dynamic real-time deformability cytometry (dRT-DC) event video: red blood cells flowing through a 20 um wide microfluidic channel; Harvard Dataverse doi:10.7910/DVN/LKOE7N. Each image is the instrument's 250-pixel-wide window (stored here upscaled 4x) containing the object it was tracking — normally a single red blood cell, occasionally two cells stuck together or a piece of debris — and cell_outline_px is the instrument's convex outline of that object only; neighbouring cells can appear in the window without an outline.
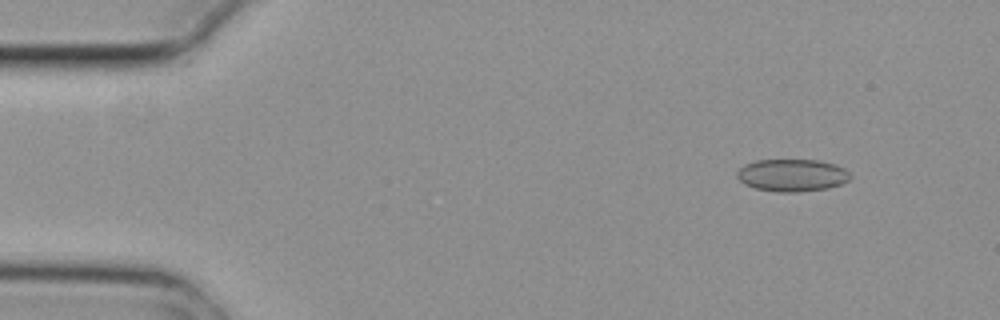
{"species": "common noctule bat (a hibernating species)", "species_latin": "Nyctalus noctula", "temperature_condition": "cold", "stored_images_in_passage": 6, "camera_frame_rate_fps": 3000, "um_per_image_px": 0.085, "animal": {"sex": "female", "body_mass_g": 29.2, "forearm_length_mm": 56.3}, "frame": {"image": 1, "passage_image": 2, "time_ms": 0.333, "image_size_px": [1000, 320], "cell_outline_px": [[852, 176], [848, 180], [840, 184], [828, 188], [796, 192], [780, 192], [756, 188], [744, 184], [736, 176], [736, 172], [744, 164], [756, 160], [816, 160], [836, 164], [844, 168]], "centroid_in_image_um": [67.32, 14.89], "position_along_channel_um": 17.7, "area_um2": 21.33}}
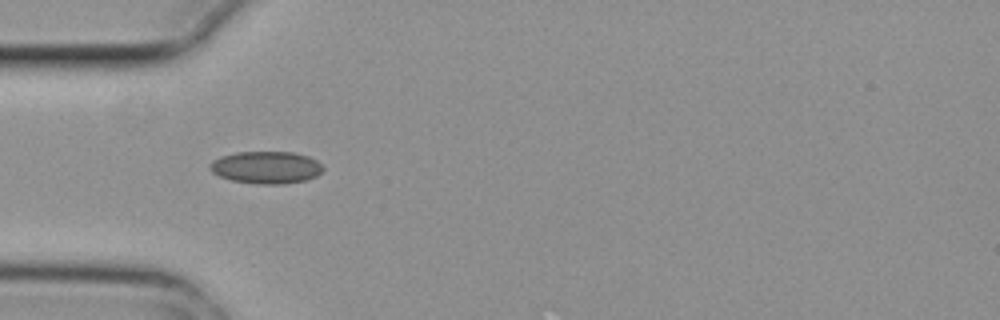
{"frame": {"image": 2, "passage_image": 5, "time_ms": 1.333, "image_size_px": [1000, 320], "cell_outline_px": [[324, 168], [316, 176], [304, 180], [284, 184], [256, 184], [232, 180], [220, 176], [212, 172], [208, 168], [208, 164], [212, 160], [220, 156], [236, 152], [292, 152], [308, 156], [316, 160]], "centroid_in_image_um": [22.58, 14.23], "position_along_channel_um": 62.4, "area_um2": 21.33}}
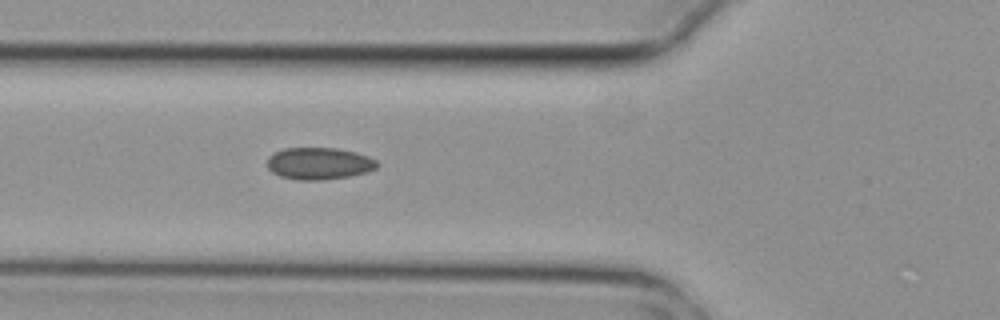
{"frame": {"image": 3, "passage_image": 6, "time_ms": 1.667, "image_size_px": [1000, 320], "cell_outline_px": [[380, 164], [376, 168], [364, 172], [348, 176], [320, 180], [296, 180], [280, 176], [272, 172], [268, 168], [268, 156], [284, 148], [336, 148], [368, 156], [376, 160]], "centroid_in_image_um": [27.09, 13.9], "position_along_channel_um": 98.7, "area_um2": 20.29}}